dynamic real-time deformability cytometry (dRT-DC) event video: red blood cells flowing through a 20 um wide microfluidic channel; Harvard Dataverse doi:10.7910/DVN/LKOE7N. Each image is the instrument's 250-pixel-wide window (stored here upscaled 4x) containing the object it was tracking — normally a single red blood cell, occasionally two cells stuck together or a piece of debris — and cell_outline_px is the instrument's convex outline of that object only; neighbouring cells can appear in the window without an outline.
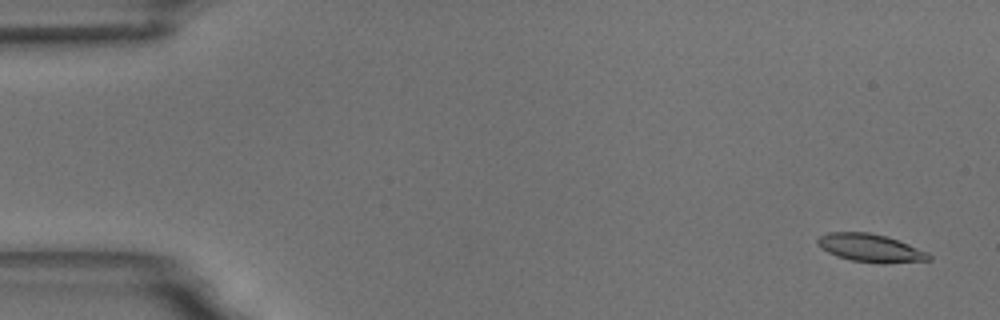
{"species": "common noctule bat (a hibernating species)", "species_latin": "Nyctalus noctula", "temperature_condition": "room temperature", "stored_images_in_passage": 11, "camera_frame_rate_fps": 3000, "um_per_image_px": 0.085, "animal": {"sex": "male", "body_mass_g": 18.8}, "frame": {"image": 1, "passage_image": 1, "time_ms": 0.0, "image_size_px": [1000, 320], "cell_outline_px": [[932, 260], [884, 264], [852, 260], [836, 256], [828, 252], [816, 244], [816, 240], [820, 236], [828, 232], [868, 232], [888, 236], [928, 252], [932, 256]], "centroid_in_image_um": [74.01, 21.08], "position_along_channel_um": 11.0, "area_um2": 18.32}}